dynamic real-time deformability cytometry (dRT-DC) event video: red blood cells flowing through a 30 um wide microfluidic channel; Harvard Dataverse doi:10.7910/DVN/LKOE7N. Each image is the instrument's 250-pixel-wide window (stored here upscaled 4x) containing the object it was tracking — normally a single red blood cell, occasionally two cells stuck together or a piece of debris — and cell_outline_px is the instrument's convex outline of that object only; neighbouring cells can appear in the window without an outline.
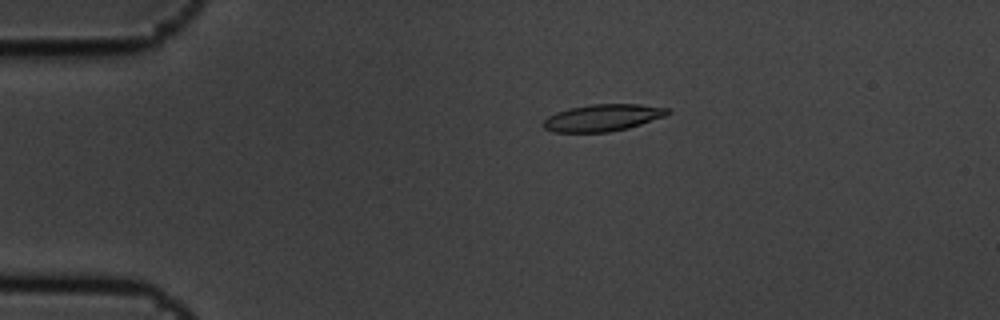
{"species": "common noctule bat (a hibernating species)", "species_latin": "Nyctalus noctula", "temperature_condition": "cold", "stored_images_in_passage": 13, "camera_frame_rate_fps": 3000, "um_per_image_px": 0.085, "animal": {"sex": "male", "body_mass_g": 19.5, "forearm_length_mm": 54.6}, "frame": {"image": 1, "passage_image": 2, "time_ms": 0.333, "image_size_px": [1000, 320], "cell_outline_px": [[672, 112], [664, 116], [628, 128], [608, 132], [552, 132], [544, 128], [544, 120], [548, 116], [556, 112], [568, 108], [588, 104], [640, 104], [668, 108]], "centroid_in_image_um": [51.21, 10.0], "position_along_channel_um": 33.8, "area_um2": 19.48}}
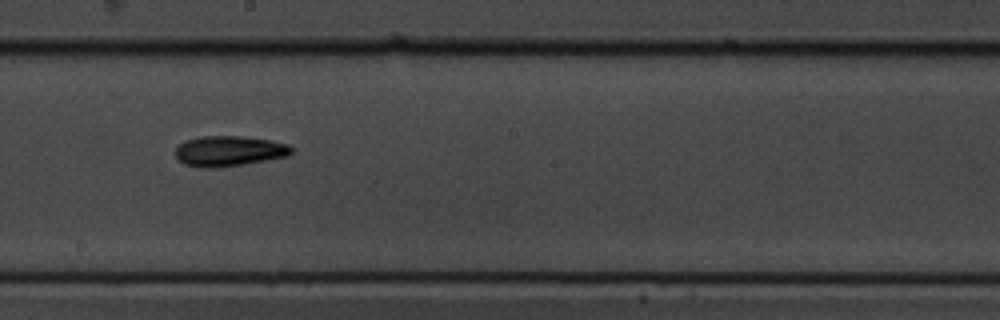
{"frame": {"image": 2, "passage_image": 7, "time_ms": 2.0, "image_size_px": [1000, 320], "cell_outline_px": [[292, 152], [288, 156], [268, 160], [244, 164], [212, 168], [200, 168], [184, 164], [176, 156], [176, 148], [184, 140], [200, 136], [244, 136], [272, 140], [288, 144], [292, 148]], "centroid_in_image_um": [19.48, 12.83], "position_along_channel_um": 228.7, "area_um2": 20.69}}
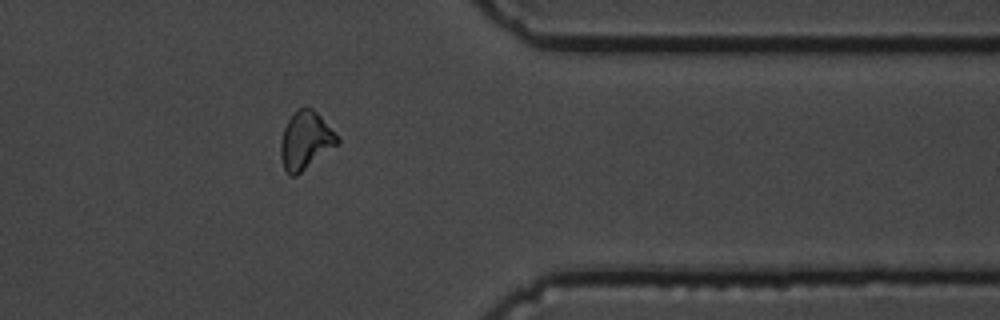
{"frame": {"image": 3, "passage_image": 11, "time_ms": 3.333, "image_size_px": [1000, 320], "cell_outline_px": [[340, 144], [296, 176], [288, 176], [284, 168], [280, 156], [280, 140], [284, 128], [292, 112], [300, 108], [312, 108], [320, 116], [340, 140]], "centroid_in_image_um": [25.95, 11.97], "position_along_channel_um": 385.4, "area_um2": 19.19}}